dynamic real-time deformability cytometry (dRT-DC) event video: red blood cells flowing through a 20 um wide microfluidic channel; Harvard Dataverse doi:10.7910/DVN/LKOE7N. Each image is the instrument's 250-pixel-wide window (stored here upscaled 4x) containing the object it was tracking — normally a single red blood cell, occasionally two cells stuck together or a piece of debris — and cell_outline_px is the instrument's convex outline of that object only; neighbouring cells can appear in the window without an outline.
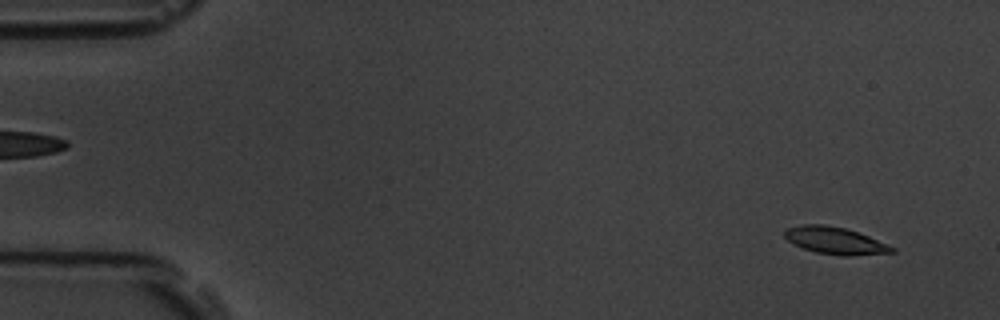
{"species": "common noctule bat (a hibernating species)", "species_latin": "Nyctalus noctula", "temperature_condition": "room temperature", "stored_images_in_passage": 4, "camera_frame_rate_fps": 3000, "um_per_image_px": 0.085, "animal": {"sex": "male", "body_mass_g": 19.5, "forearm_length_mm": 54.6}, "frame": {"image": 1, "passage_image": 1, "time_ms": 0.0, "image_size_px": [1000, 320], "cell_outline_px": [[896, 252], [848, 256], [844, 256], [816, 252], [792, 244], [784, 236], [784, 232], [788, 228], [804, 224], [824, 224], [844, 228], [868, 236], [888, 244], [896, 248]], "centroid_in_image_um": [70.99, 20.46], "position_along_channel_um": 14.0, "area_um2": 16.82}}
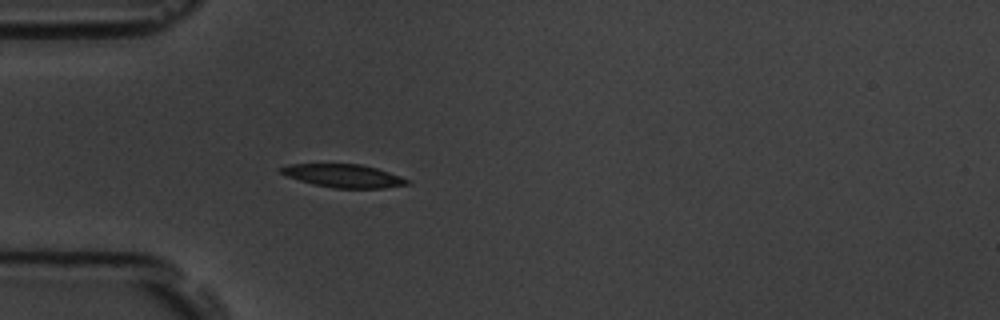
{"frame": {"image": 2, "passage_image": 4, "time_ms": 4.333, "image_size_px": [1000, 320], "cell_outline_px": [[412, 184], [384, 188], [332, 188], [312, 184], [288, 176], [280, 172], [276, 168], [288, 164], [360, 164], [376, 168], [412, 180]], "centroid_in_image_um": [29.22, 14.95], "position_along_channel_um": 55.8, "area_um2": 17.17}}